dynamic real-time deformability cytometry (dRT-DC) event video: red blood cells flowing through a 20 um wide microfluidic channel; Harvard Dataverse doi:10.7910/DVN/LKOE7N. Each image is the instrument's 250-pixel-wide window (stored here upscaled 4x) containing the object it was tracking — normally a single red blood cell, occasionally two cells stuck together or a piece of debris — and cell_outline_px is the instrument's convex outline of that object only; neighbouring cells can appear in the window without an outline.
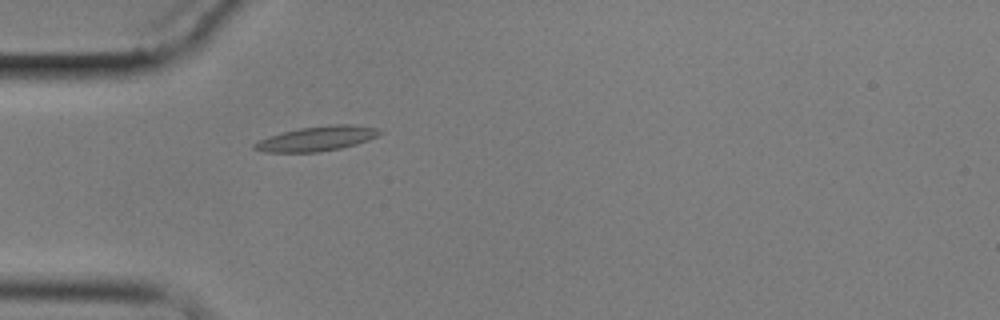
{"species": "common noctule bat (a hibernating species)", "species_latin": "Nyctalus noctula", "temperature_condition": "cold", "stored_images_in_passage": 1, "camera_frame_rate_fps": 3000, "um_per_image_px": 0.085, "animal": {"sex": "male", "body_mass_g": 17.9}, "frame": {"image": 1, "passage_image": 1, "time_ms": 0.0, "image_size_px": [1000, 320], "cell_outline_px": [[380, 132], [376, 136], [368, 140], [356, 144], [340, 148], [320, 152], [264, 152], [252, 148], [252, 144], [260, 140], [284, 132], [300, 128], [332, 124], [352, 124], [376, 128]], "centroid_in_image_um": [26.92, 11.79], "position_along_channel_um": 58.1, "area_um2": 17.74}}